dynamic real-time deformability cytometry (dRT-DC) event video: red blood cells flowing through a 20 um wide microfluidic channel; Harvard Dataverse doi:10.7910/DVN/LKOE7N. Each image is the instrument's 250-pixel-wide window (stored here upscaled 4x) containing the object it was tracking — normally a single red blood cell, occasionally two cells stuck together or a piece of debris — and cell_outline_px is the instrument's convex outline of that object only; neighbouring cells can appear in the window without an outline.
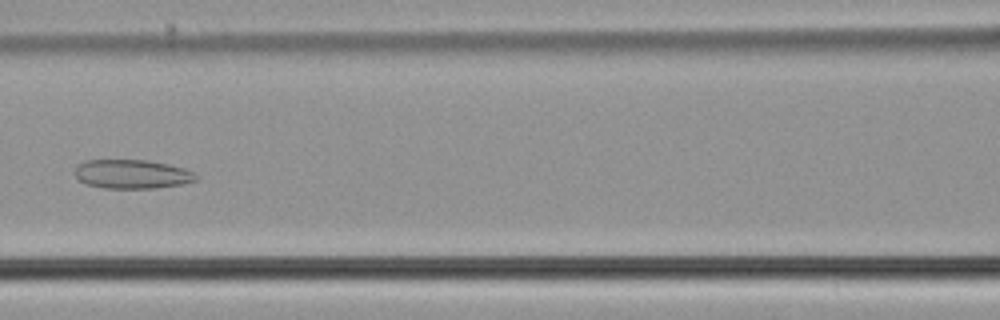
{"species": "common noctule bat (a hibernating species)", "species_latin": "Nyctalus noctula", "temperature_condition": "cold", "stored_images_in_passage": 7, "camera_frame_rate_fps": 3000, "um_per_image_px": 0.085, "animal": {"sex": "male", "body_mass_g": 21.5, "forearm_length_mm": 52.0}, "frame": {"image": 1, "passage_image": 7, "time_ms": 2.0, "image_size_px": [1000, 320], "cell_outline_px": [[200, 176], [196, 180], [180, 184], [156, 188], [104, 188], [88, 184], [80, 180], [76, 176], [76, 164], [84, 160], [148, 160], [168, 164], [184, 168]], "centroid_in_image_um": [11.23, 14.79], "position_along_channel_um": 155.4, "area_um2": 20.4}}